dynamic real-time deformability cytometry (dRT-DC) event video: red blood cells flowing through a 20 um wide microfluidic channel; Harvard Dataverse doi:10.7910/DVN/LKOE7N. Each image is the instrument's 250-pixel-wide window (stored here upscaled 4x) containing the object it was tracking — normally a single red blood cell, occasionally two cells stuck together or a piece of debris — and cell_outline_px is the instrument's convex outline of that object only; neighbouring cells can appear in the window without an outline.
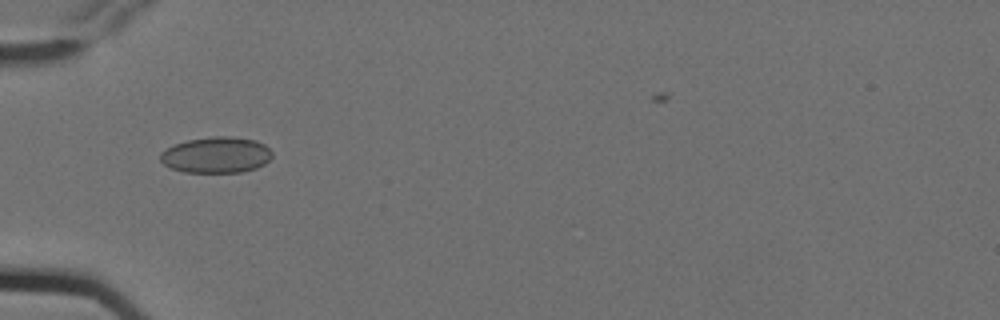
{"species": "Egyptian fruit bat (a non-hibernating species)", "species_latin": "Rousettus aegyptiacus", "temperature_condition": "cold", "stored_images_in_passage": 5, "camera_frame_rate_fps": 3000, "um_per_image_px": 0.085, "animal": {"sex": "female"}, "frame": {"image": 1, "passage_image": 5, "time_ms": 1.333, "image_size_px": [1000, 320], "cell_outline_px": [[272, 156], [264, 164], [256, 168], [240, 172], [184, 172], [172, 168], [164, 164], [160, 160], [160, 152], [176, 144], [188, 140], [212, 136], [232, 136], [256, 140], [264, 144], [272, 152]], "centroid_in_image_um": [18.39, 13.16], "position_along_channel_um": 66.6, "area_um2": 23.41}}